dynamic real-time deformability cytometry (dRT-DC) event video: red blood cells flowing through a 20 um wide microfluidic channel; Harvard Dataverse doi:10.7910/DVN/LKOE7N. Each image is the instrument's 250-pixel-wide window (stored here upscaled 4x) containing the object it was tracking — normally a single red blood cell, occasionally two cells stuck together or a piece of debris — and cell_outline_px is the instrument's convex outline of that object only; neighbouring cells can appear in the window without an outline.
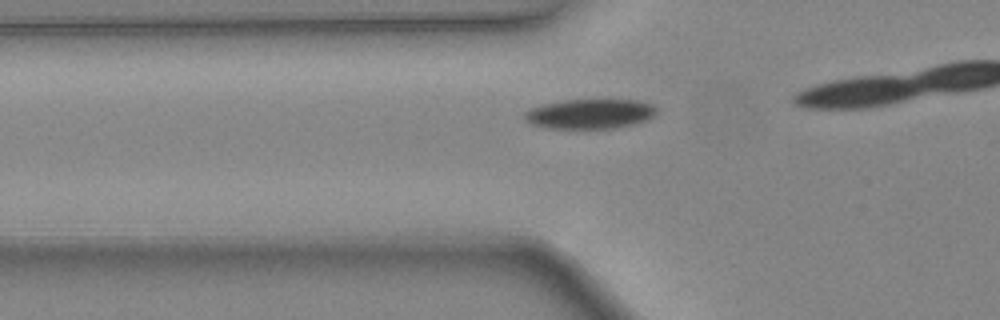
{"species": "common noctule bat (a hibernating species)", "species_latin": "Nyctalus noctula", "temperature_condition": "warm", "stored_images_in_passage": 15, "camera_frame_rate_fps": 3000, "um_per_image_px": 0.085, "animal": {"sex": "female", "body_mass_g": 24.6, "forearm_length_mm": 56.2}, "frame": {"image": 1, "passage_image": 11, "time_ms": 3.333, "image_size_px": [1000, 320], "cell_outline_px": [[656, 116], [648, 120], [636, 124], [612, 128], [544, 128], [532, 124], [524, 120], [524, 112], [528, 108], [544, 104], [564, 100], [640, 100], [652, 104], [656, 108]], "centroid_in_image_um": [50.15, 9.68], "position_along_channel_um": 75.6, "area_um2": 23.12}}
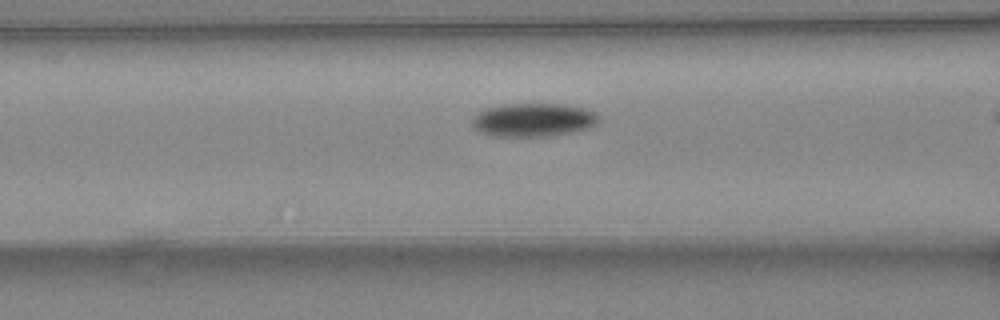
{"frame": {"image": 2, "passage_image": 14, "time_ms": 4.333, "image_size_px": [1000, 320], "cell_outline_px": [[600, 120], [596, 124], [588, 128], [572, 132], [552, 136], [492, 136], [480, 132], [472, 128], [472, 116], [476, 112], [488, 108], [504, 104], [560, 104], [584, 108], [596, 112], [600, 116]], "centroid_in_image_um": [45.32, 10.19], "position_along_channel_um": 121.3, "area_um2": 24.91}}